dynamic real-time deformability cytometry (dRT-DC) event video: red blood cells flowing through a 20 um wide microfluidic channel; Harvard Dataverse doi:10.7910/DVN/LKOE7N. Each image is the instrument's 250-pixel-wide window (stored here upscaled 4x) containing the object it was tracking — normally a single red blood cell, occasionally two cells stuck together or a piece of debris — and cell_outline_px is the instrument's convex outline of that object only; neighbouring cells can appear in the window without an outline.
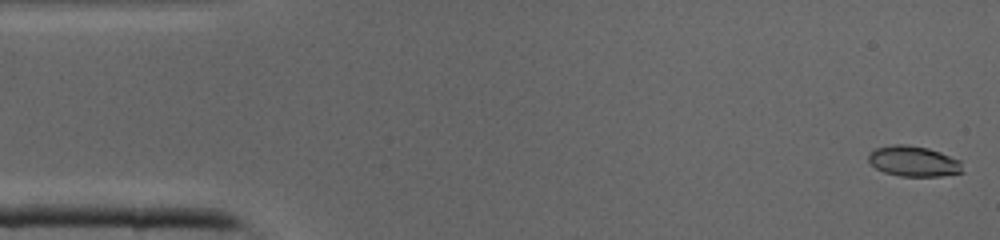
{"species": "common noctule bat (a hibernating species)", "species_latin": "Nyctalus noctula", "temperature_condition": "cold", "stored_images_in_passage": 12, "camera_frame_rate_fps": 3000, "um_per_image_px": 0.085, "animal": {"sex": "male", "body_mass_g": 19.0, "forearm_length_mm": 50.8}, "frame": {"image": 1, "passage_image": 1, "time_ms": 0.0, "image_size_px": [1000, 240], "cell_outline_px": [[964, 172], [940, 176], [900, 176], [884, 172], [876, 168], [868, 160], [868, 152], [876, 148], [892, 144], [908, 144], [928, 148], [940, 152], [960, 160]], "centroid_in_image_um": [77.65, 13.7], "position_along_channel_um": 7.4, "area_um2": 16.82}}